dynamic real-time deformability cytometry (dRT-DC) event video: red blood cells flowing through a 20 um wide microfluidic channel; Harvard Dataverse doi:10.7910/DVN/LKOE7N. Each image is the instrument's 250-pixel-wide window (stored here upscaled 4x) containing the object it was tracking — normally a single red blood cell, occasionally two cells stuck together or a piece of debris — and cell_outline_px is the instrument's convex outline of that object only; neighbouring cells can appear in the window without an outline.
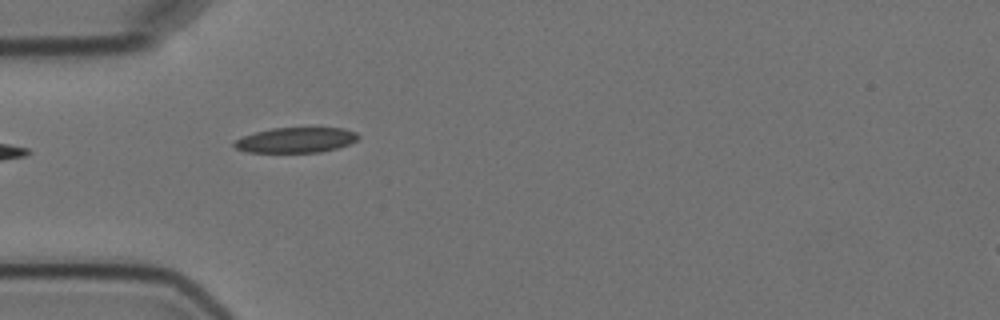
{"species": "Egyptian fruit bat (a non-hibernating species)", "species_latin": "Rousettus aegyptiacus", "temperature_condition": "cold", "stored_images_in_passage": 6, "camera_frame_rate_fps": 3000, "um_per_image_px": 0.085, "animal": {"sex": "female"}, "frame": {"image": 1, "passage_image": 4, "time_ms": 3.333, "image_size_px": [1000, 320], "cell_outline_px": [[360, 136], [356, 140], [348, 144], [336, 148], [320, 152], [248, 152], [236, 148], [232, 144], [236, 140], [244, 136], [256, 132], [272, 128], [344, 128], [356, 132]], "centroid_in_image_um": [25.16, 11.9], "position_along_channel_um": 59.8, "area_um2": 18.03}}
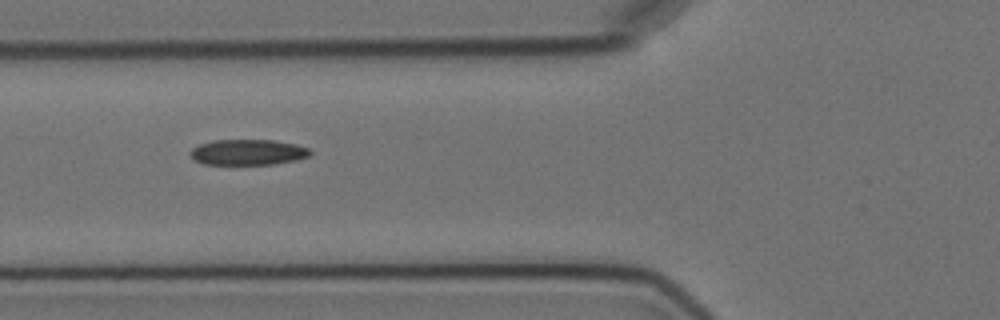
{"frame": {"image": 2, "passage_image": 5, "time_ms": 4.667, "image_size_px": [1000, 320], "cell_outline_px": [[312, 152], [308, 156], [296, 160], [272, 164], [204, 164], [192, 160], [188, 152], [192, 148], [200, 144], [212, 140], [276, 140], [296, 144], [308, 148]], "centroid_in_image_um": [21.03, 12.93], "position_along_channel_um": 104.8, "area_um2": 18.03}}
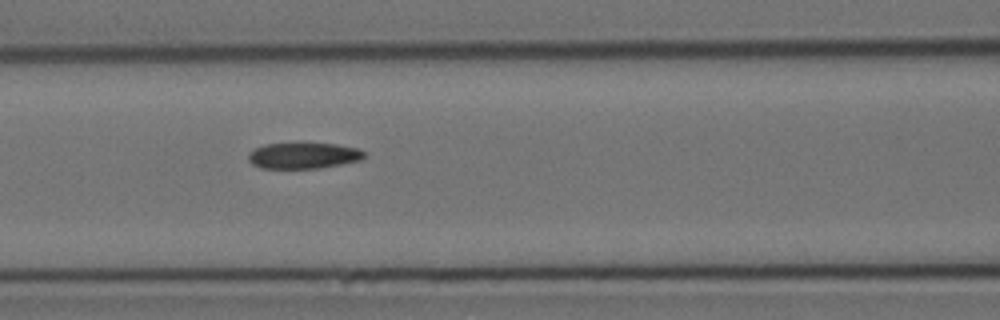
{"frame": {"image": 3, "passage_image": 6, "time_ms": 5.667, "image_size_px": [1000, 320], "cell_outline_px": [[364, 156], [360, 160], [320, 168], [260, 168], [252, 164], [248, 160], [248, 152], [264, 144], [336, 144], [356, 148], [364, 152]], "centroid_in_image_um": [25.74, 13.23], "position_along_channel_um": 140.9, "area_um2": 17.28}}